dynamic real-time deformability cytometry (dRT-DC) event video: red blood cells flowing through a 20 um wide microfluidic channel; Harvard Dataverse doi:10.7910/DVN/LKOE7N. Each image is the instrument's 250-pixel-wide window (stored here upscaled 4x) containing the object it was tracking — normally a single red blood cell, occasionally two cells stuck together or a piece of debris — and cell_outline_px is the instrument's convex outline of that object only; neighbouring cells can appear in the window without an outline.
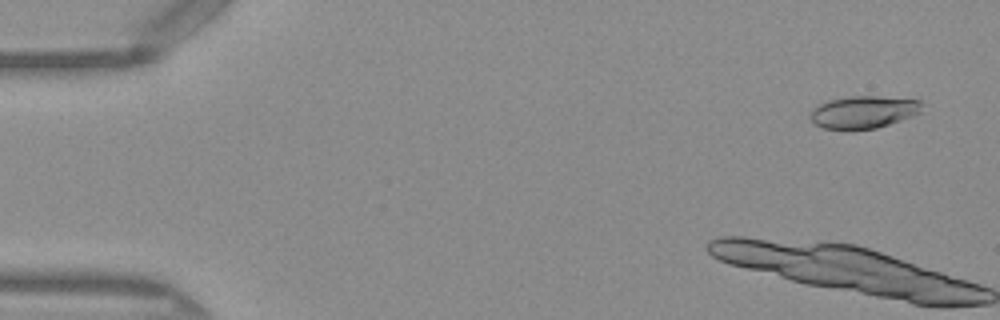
{"species": "Egyptian fruit bat (a non-hibernating species)", "species_latin": "Rousettus aegyptiacus", "temperature_condition": "warm", "stored_images_in_passage": 13, "camera_frame_rate_fps": 3000, "um_per_image_px": 0.085, "frame": {"image": 1, "passage_image": 3, "time_ms": 0.667, "image_size_px": [1000, 320], "cell_outline_px": [[920, 112], [912, 116], [876, 128], [852, 132], [824, 128], [816, 124], [808, 116], [808, 112], [816, 104], [828, 100], [852, 96], [880, 96], [920, 100]], "centroid_in_image_um": [73.3, 9.55], "position_along_channel_um": 11.7, "area_um2": 21.56}}